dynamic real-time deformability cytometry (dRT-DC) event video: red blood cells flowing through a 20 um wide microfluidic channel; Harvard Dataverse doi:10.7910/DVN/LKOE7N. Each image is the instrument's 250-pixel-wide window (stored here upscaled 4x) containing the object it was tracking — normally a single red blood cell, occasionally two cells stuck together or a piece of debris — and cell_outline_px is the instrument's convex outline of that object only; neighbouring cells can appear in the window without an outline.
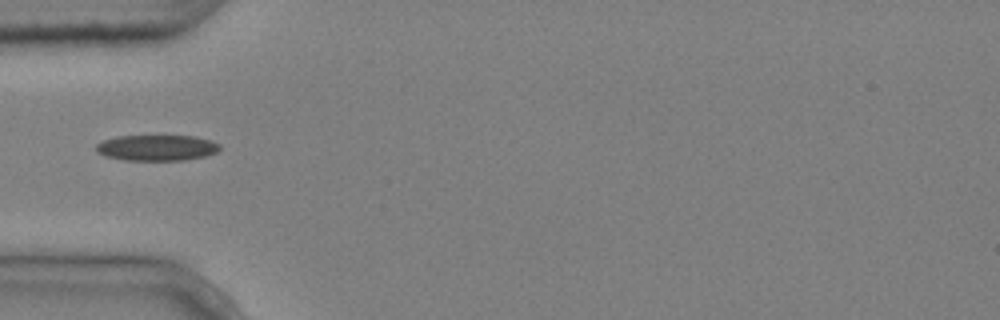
{"species": "common noctule bat (a hibernating species)", "species_latin": "Nyctalus noctula", "temperature_condition": "cold", "stored_images_in_passage": 3, "camera_frame_rate_fps": 3000, "um_per_image_px": 0.085, "animal": {"sex": "male", "body_mass_g": 20.4}, "frame": {"image": 1, "passage_image": 2, "time_ms": 0.333, "image_size_px": [1000, 320], "cell_outline_px": [[220, 148], [216, 152], [204, 156], [184, 160], [124, 160], [108, 156], [96, 152], [96, 144], [104, 140], [116, 136], [196, 136], [212, 140], [220, 144]], "centroid_in_image_um": [13.34, 12.55], "position_along_channel_um": 71.7, "area_um2": 18.55}}